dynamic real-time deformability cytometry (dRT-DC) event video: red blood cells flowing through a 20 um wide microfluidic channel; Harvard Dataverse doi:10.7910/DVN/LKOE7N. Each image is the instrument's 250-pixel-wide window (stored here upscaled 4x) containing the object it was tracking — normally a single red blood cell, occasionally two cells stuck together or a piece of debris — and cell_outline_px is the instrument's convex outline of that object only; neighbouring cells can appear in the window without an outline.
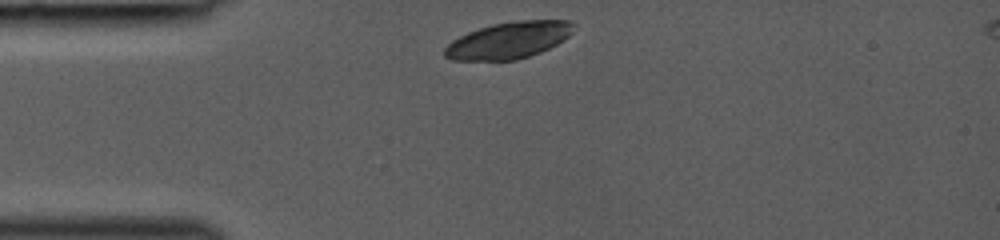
{"species": "common noctule bat (a hibernating species)", "species_latin": "Nyctalus noctula", "temperature_condition": "room temperature", "stored_images_in_passage": 29, "camera_frame_rate_fps": 3000, "um_per_image_px": 0.085, "animal": {"sex": "female", "body_mass_g": 19.0, "forearm_length_mm": 53.3}, "frame": {"image": 1, "passage_image": 1, "time_ms": 0.0, "image_size_px": [1000, 240], "cell_outline_px": [[576, 24], [572, 32], [568, 36], [556, 44], [540, 52], [516, 60], [452, 60], [444, 56], [444, 48], [452, 40], [468, 32], [492, 24], [516, 20], [572, 20]], "centroid_in_image_um": [43.25, 3.41], "position_along_channel_um": 41.8, "area_um2": 27.51}}
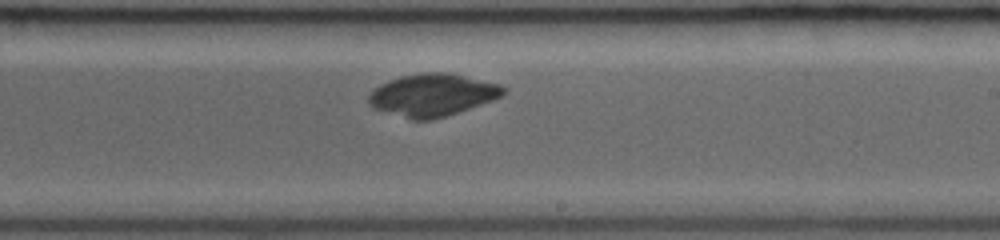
{"frame": {"image": 2, "passage_image": 17, "time_ms": 5.333, "image_size_px": [1000, 240], "cell_outline_px": [[508, 92], [504, 96], [432, 120], [412, 120], [372, 108], [368, 104], [368, 96], [380, 84], [388, 80], [400, 76], [420, 72], [448, 72], [500, 84]], "centroid_in_image_um": [36.74, 8.06], "position_along_channel_um": 252.3, "area_um2": 33.29}}
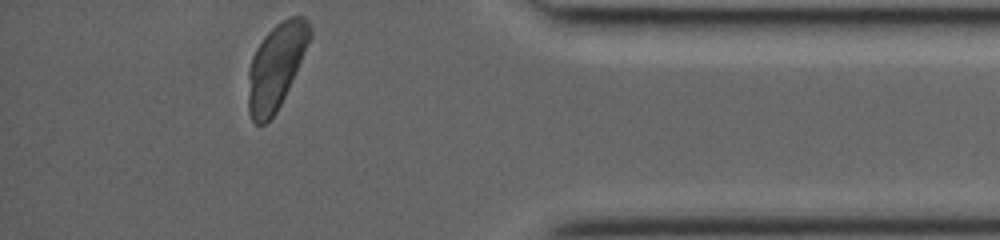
{"frame": {"image": 3, "passage_image": 29, "time_ms": 9.333, "image_size_px": [1000, 240], "cell_outline_px": [[312, 36], [288, 88], [276, 112], [264, 124], [256, 124], [252, 120], [248, 112], [248, 68], [252, 56], [256, 48], [264, 36], [276, 24], [288, 16], [304, 16], [308, 20], [312, 28]], "centroid_in_image_um": [23.45, 5.6], "position_along_channel_um": 411.7, "area_um2": 30.58}}